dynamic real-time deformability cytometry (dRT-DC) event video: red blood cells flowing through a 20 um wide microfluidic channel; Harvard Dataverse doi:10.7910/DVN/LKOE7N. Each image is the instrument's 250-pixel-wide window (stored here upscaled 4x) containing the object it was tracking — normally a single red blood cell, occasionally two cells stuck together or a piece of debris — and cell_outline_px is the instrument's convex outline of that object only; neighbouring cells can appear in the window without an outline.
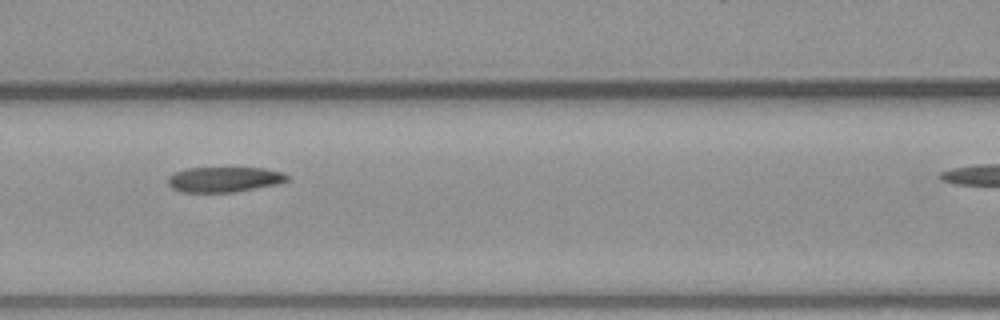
{"species": "common noctule bat (a hibernating species)", "species_latin": "Nyctalus noctula", "temperature_condition": "warm", "stored_images_in_passage": 4, "segment_of_instrument_passage": [1, 2], "camera_frame_rate_fps": 3000, "um_per_image_px": 0.085, "animal": {"sex": "male", "body_mass_g": 23.1, "forearm_length_mm": 52.7}, "frame": {"image": 1, "passage_image": 3, "time_ms": 2.333, "image_size_px": [1000, 320], "cell_outline_px": [[292, 176], [288, 180], [276, 184], [232, 192], [180, 192], [172, 188], [168, 184], [168, 176], [176, 172], [188, 168], [264, 168], [284, 172]], "centroid_in_image_um": [19.08, 15.24], "position_along_channel_um": 147.5, "area_um2": 17.51}}